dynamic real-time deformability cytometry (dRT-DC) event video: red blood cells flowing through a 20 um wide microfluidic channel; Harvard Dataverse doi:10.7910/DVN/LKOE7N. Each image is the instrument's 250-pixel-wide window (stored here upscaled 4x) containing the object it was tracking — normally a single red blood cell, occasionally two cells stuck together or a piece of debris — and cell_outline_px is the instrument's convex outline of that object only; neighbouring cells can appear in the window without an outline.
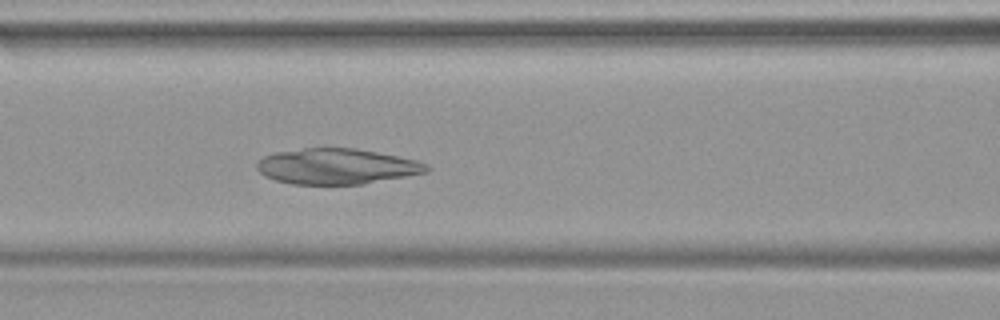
{"species": "common noctule bat (a hibernating species)", "species_latin": "Nyctalus noctula", "temperature_condition": "warm", "stored_images_in_passage": 48, "camera_frame_rate_fps": 3000, "um_per_image_px": 0.085, "animal": {"sex": "female", "body_mass_g": 19.9}, "frame": {"image": 1, "passage_image": 21, "time_ms": 6.667, "image_size_px": [1000, 320], "cell_outline_px": [[432, 168], [428, 172], [360, 184], [292, 184], [276, 180], [264, 176], [256, 168], [256, 160], [264, 156], [276, 152], [304, 148], [356, 148], [416, 160], [428, 164]], "centroid_in_image_um": [28.59, 14.14], "position_along_channel_um": 138.0, "area_um2": 35.14}}
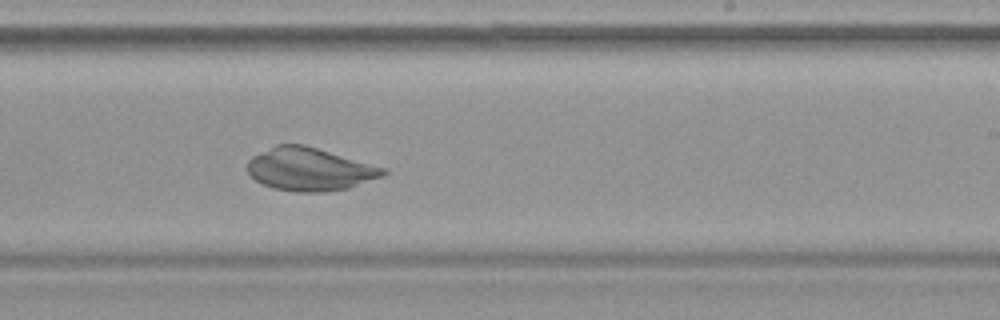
{"frame": {"image": 2, "passage_image": 30, "time_ms": 9.667, "image_size_px": [1000, 320], "cell_outline_px": [[388, 172], [384, 176], [348, 188], [328, 192], [296, 192], [276, 188], [264, 184], [256, 180], [248, 172], [248, 160], [252, 156], [276, 144], [304, 144], [388, 168]], "centroid_in_image_um": [26.37, 14.38], "position_along_channel_um": 262.6, "area_um2": 34.1}}
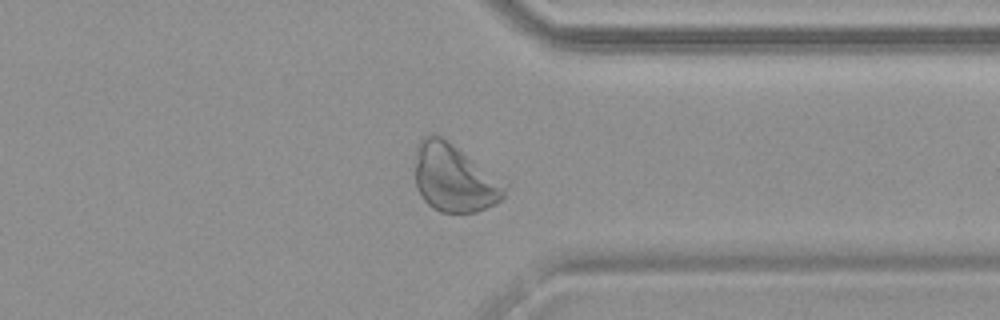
{"frame": {"image": 3, "passage_image": 38, "time_ms": 12.333, "image_size_px": [1000, 320], "cell_outline_px": [[508, 188], [504, 196], [496, 204], [476, 212], [440, 212], [432, 208], [424, 200], [416, 188], [416, 144], [424, 136], [432, 132], [440, 136], [452, 144], [508, 184]], "centroid_in_image_um": [38.61, 15.15], "position_along_channel_um": 372.8, "area_um2": 35.37}}